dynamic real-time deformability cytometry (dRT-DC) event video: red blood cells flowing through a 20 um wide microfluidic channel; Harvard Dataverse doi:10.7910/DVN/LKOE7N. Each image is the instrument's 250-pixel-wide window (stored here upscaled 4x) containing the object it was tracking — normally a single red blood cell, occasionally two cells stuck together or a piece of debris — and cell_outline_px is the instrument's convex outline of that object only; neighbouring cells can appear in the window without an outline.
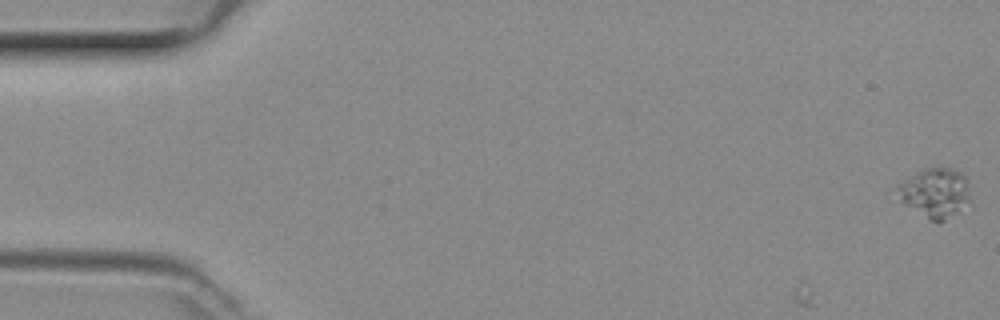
{"species": "common noctule bat (a hibernating species)", "species_latin": "Nyctalus noctula", "temperature_condition": "room temperature", "stored_images_in_passage": 15, "camera_frame_rate_fps": 3000, "um_per_image_px": 0.085, "animal": {"sex": "female", "body_mass_g": 29.2, "forearm_length_mm": 56.3}, "frame": {"image": 1, "passage_image": 1, "time_ms": 0.0, "image_size_px": [1000, 320], "cell_outline_px": [[968, 200], [940, 224], [932, 220], [900, 200], [892, 188], [900, 180], [924, 168], [940, 164], [956, 168], [968, 180]], "centroid_in_image_um": [79.4, 16.28], "position_along_channel_um": 5.6, "area_um2": 21.21}}